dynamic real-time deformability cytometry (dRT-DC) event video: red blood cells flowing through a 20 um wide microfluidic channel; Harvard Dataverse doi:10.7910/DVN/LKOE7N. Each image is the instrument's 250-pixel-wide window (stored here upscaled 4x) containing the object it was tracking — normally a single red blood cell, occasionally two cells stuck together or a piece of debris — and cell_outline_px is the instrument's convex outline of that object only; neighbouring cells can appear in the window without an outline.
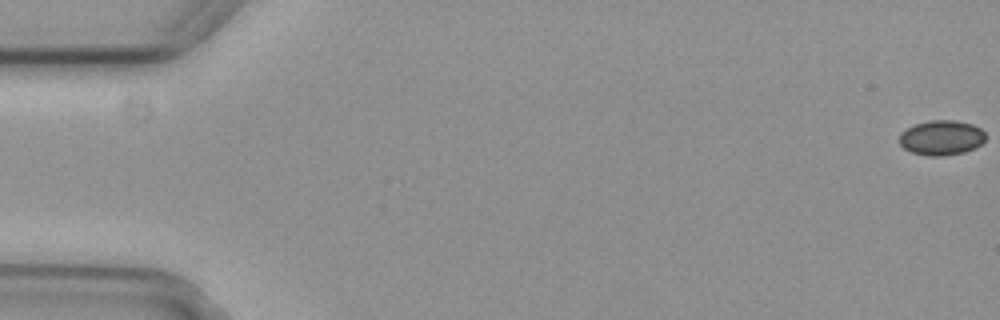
{"species": "common noctule bat (a hibernating species)", "species_latin": "Nyctalus noctula", "temperature_condition": "cold", "stored_images_in_passage": 6, "camera_frame_rate_fps": 3000, "um_per_image_px": 0.085, "animal": {"sex": "female", "body_mass_g": 29.2, "forearm_length_mm": 56.3}, "frame": {"image": 1, "passage_image": 1, "time_ms": 0.0, "image_size_px": [1000, 320], "cell_outline_px": [[984, 140], [976, 148], [964, 152], [940, 156], [928, 156], [912, 152], [904, 148], [900, 144], [900, 132], [916, 124], [932, 120], [952, 120], [972, 124], [980, 128], [984, 132]], "centroid_in_image_um": [80.02, 11.71], "position_along_channel_um": 5.0, "area_um2": 17.34}}
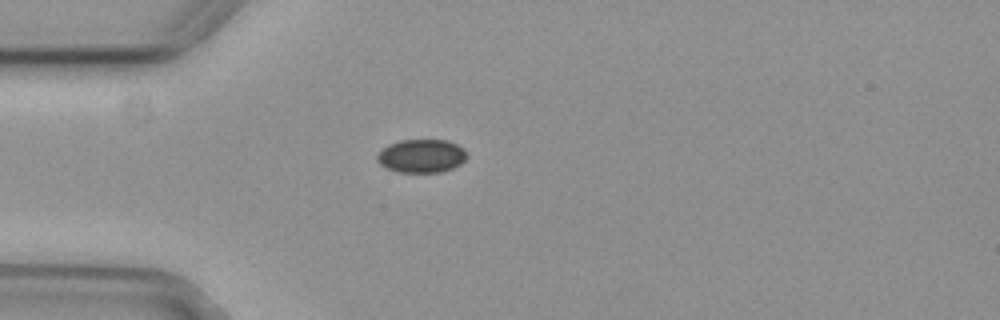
{"frame": {"image": 2, "passage_image": 5, "time_ms": 1.333, "image_size_px": [1000, 320], "cell_outline_px": [[468, 156], [460, 164], [452, 168], [440, 172], [400, 172], [388, 168], [380, 164], [376, 160], [376, 156], [388, 144], [400, 140], [448, 140], [464, 148]], "centroid_in_image_um": [35.84, 13.25], "position_along_channel_um": 49.2, "area_um2": 17.4}}